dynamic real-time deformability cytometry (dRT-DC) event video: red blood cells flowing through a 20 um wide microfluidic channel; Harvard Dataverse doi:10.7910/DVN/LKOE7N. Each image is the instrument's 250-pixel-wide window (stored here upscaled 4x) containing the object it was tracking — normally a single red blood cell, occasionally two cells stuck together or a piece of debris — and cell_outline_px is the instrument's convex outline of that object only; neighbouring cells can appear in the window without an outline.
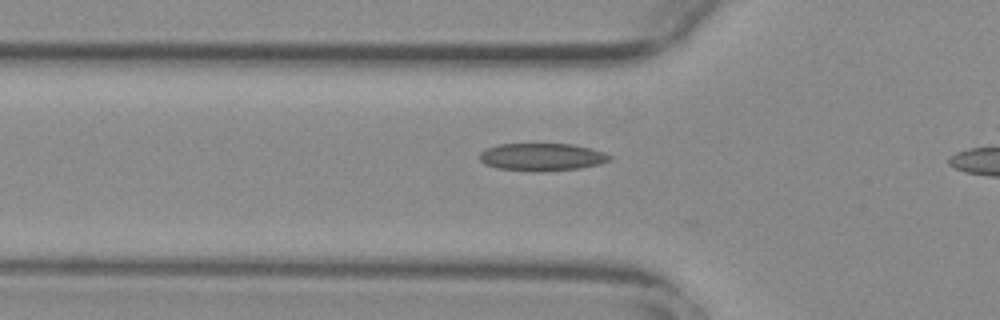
{"species": "common noctule bat (a hibernating species)", "species_latin": "Nyctalus noctula", "temperature_condition": "warm", "stored_images_in_passage": 34, "camera_frame_rate_fps": 3000, "um_per_image_px": 0.085, "animal": {"sex": "female", "body_mass_g": 29.2, "forearm_length_mm": 56.3}, "frame": {"image": 1, "passage_image": 8, "time_ms": 2.333, "image_size_px": [1000, 320], "cell_outline_px": [[612, 160], [600, 164], [580, 168], [532, 172], [496, 168], [484, 164], [480, 160], [480, 152], [488, 148], [500, 144], [572, 144], [592, 148], [604, 152], [612, 156]], "centroid_in_image_um": [46.09, 13.35], "position_along_channel_um": 79.7, "area_um2": 21.04}}
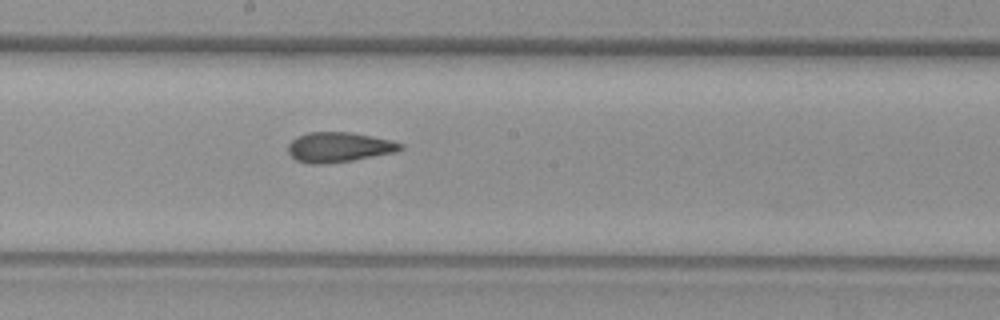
{"frame": {"image": 2, "passage_image": 19, "time_ms": 6.0, "image_size_px": [1000, 320], "cell_outline_px": [[404, 148], [396, 152], [352, 160], [320, 164], [312, 164], [296, 160], [288, 152], [288, 144], [296, 136], [308, 132], [348, 132], [372, 136], [392, 140], [404, 144]], "centroid_in_image_um": [28.81, 12.5], "position_along_channel_um": 219.4, "area_um2": 19.59}}
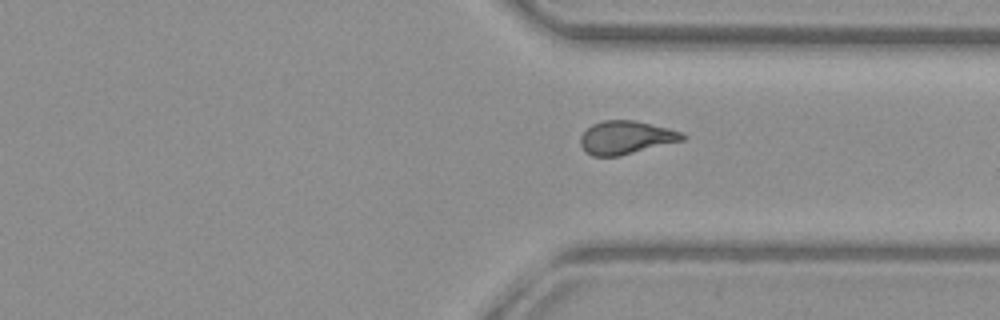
{"frame": {"image": 3, "passage_image": 30, "time_ms": 9.667, "image_size_px": [1000, 320], "cell_outline_px": [[688, 136], [684, 140], [620, 156], [592, 156], [580, 144], [580, 136], [592, 124], [604, 120], [632, 120], [668, 128], [680, 132]], "centroid_in_image_um": [53.21, 11.69], "position_along_channel_um": 358.2, "area_um2": 19.59}}